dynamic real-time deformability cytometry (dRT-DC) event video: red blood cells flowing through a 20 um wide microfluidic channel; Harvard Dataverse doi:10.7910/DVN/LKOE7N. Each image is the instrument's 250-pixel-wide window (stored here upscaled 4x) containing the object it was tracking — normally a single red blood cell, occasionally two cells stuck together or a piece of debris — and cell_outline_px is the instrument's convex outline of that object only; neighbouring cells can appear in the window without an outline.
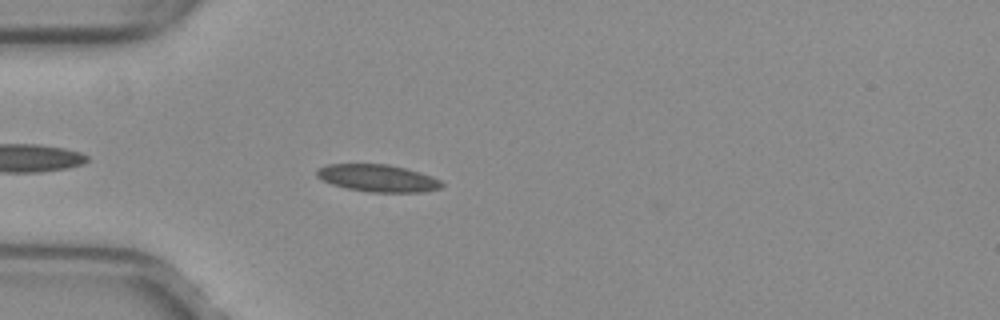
{"species": "common noctule bat (a hibernating species)", "species_latin": "Nyctalus noctula", "temperature_condition": "warm", "stored_images_in_passage": 40, "camera_frame_rate_fps": 3000, "um_per_image_px": 0.085, "animal": {"sex": "female", "body_mass_g": 29.2, "forearm_length_mm": 56.3}, "frame": {"image": 1, "passage_image": 4, "time_ms": 1.0, "image_size_px": [1000, 320], "cell_outline_px": [[444, 184], [440, 188], [424, 192], [368, 192], [348, 188], [332, 184], [316, 176], [316, 168], [328, 164], [388, 164], [408, 168], [432, 176], [440, 180]], "centroid_in_image_um": [32.13, 15.13], "position_along_channel_um": 52.9, "area_um2": 19.94}}
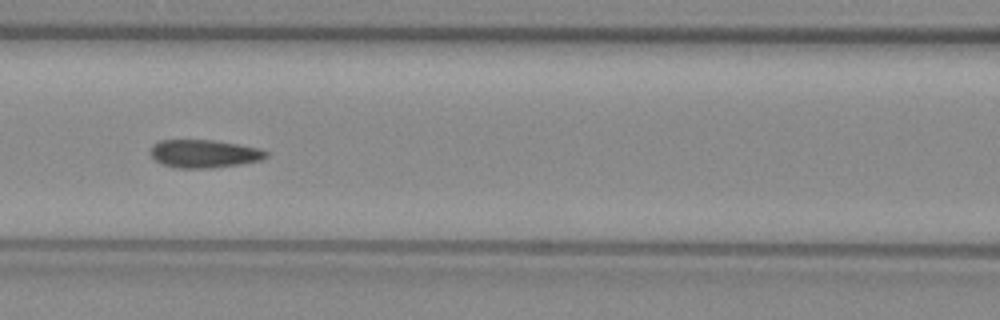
{"frame": {"image": 2, "passage_image": 12, "time_ms": 3.667, "image_size_px": [1000, 320], "cell_outline_px": [[268, 156], [260, 160], [240, 164], [212, 168], [176, 168], [164, 164], [156, 160], [152, 156], [152, 144], [160, 140], [212, 140], [236, 144], [256, 148], [268, 152]], "centroid_in_image_um": [17.34, 13.07], "position_along_channel_um": 149.3, "area_um2": 18.61}}
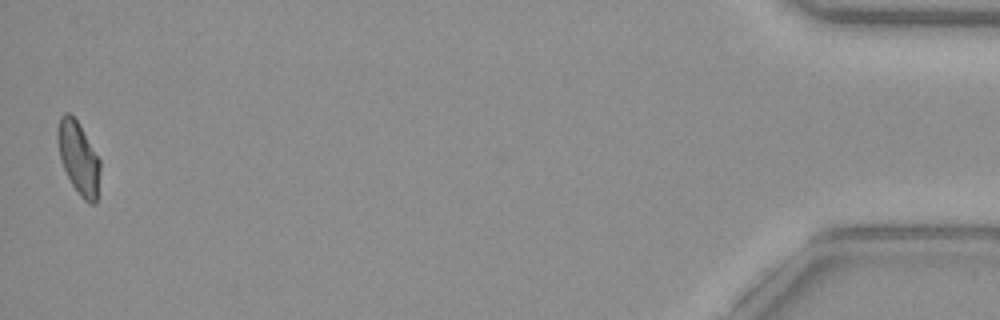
{"frame": {"image": 3, "passage_image": 40, "time_ms": 13.0, "image_size_px": [1000, 320], "cell_outline_px": [[100, 172], [96, 204], [92, 204], [84, 200], [80, 196], [72, 184], [60, 160], [56, 140], [56, 128], [60, 116], [64, 112], [68, 112], [76, 120], [100, 160]], "centroid_in_image_um": [6.64, 13.42], "position_along_channel_um": 428.6, "area_um2": 17.92}, "authors_computed_cell_mechanics": {"area_um2": 18.785, "velocity_mm_per_s": 4.0173, "shape_relaxation_time_tau1_ms": null, "shape_relaxation_time_tau2_ms": 1.5132, "deformation_change_tau1": null, "deformation_change_tau2": 0.0568}}